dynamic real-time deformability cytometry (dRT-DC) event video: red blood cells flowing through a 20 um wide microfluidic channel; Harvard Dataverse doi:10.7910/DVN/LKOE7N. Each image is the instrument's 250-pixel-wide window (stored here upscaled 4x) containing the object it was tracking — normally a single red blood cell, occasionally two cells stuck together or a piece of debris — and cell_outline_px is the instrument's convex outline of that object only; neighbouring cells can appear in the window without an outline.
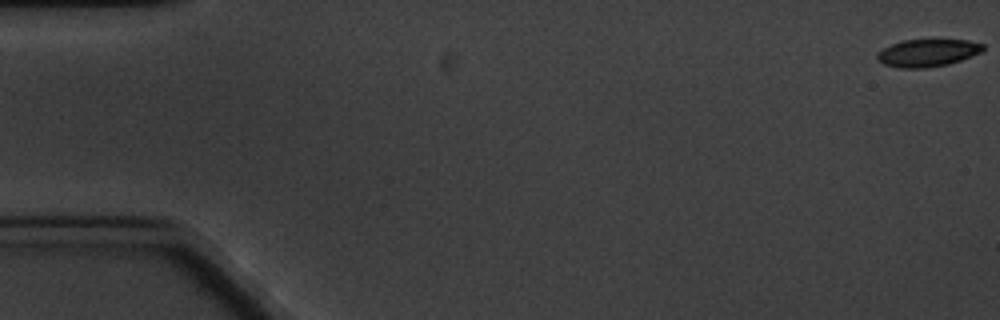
{"species": "common noctule bat (a hibernating species)", "species_latin": "Nyctalus noctula", "temperature_condition": "cold", "stored_images_in_passage": 5, "camera_frame_rate_fps": 3000, "um_per_image_px": 0.085, "animal": {"sex": "male", "body_mass_g": 20.1, "forearm_length_mm": 53.5}, "frame": {"image": 1, "passage_image": 1, "time_ms": 0.0, "image_size_px": [1000, 320], "cell_outline_px": [[984, 48], [980, 52], [960, 60], [948, 64], [924, 68], [900, 68], [884, 64], [876, 60], [876, 52], [900, 40], [968, 40], [984, 44]], "centroid_in_image_um": [78.79, 4.49], "position_along_channel_um": 6.2, "area_um2": 16.88}}
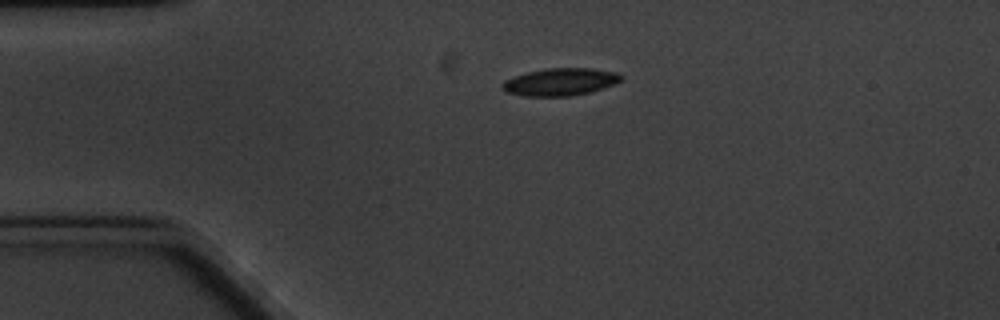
{"frame": {"image": 2, "passage_image": 4, "time_ms": 4.333, "image_size_px": [1000, 320], "cell_outline_px": [[624, 80], [604, 88], [588, 92], [568, 96], [524, 96], [504, 92], [500, 88], [500, 84], [504, 80], [528, 72], [548, 68], [592, 68], [616, 72], [624, 76]], "centroid_in_image_um": [47.62, 6.96], "position_along_channel_um": 37.4, "area_um2": 19.13}}